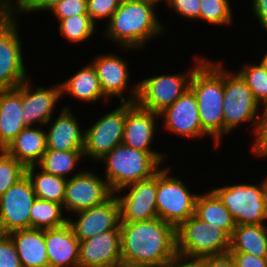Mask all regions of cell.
Returning <instances> with one entry per match:
<instances>
[{"mask_svg":"<svg viewBox=\"0 0 267 267\" xmlns=\"http://www.w3.org/2000/svg\"><path fill=\"white\" fill-rule=\"evenodd\" d=\"M122 265L164 267L177 255L176 227L160 218L120 222Z\"/></svg>","mask_w":267,"mask_h":267,"instance_id":"1","label":"cell"},{"mask_svg":"<svg viewBox=\"0 0 267 267\" xmlns=\"http://www.w3.org/2000/svg\"><path fill=\"white\" fill-rule=\"evenodd\" d=\"M155 8L153 4L140 0L121 2L105 24L102 31L105 38L117 43L121 51H142L152 38L166 33V27L158 19Z\"/></svg>","mask_w":267,"mask_h":267,"instance_id":"2","label":"cell"},{"mask_svg":"<svg viewBox=\"0 0 267 267\" xmlns=\"http://www.w3.org/2000/svg\"><path fill=\"white\" fill-rule=\"evenodd\" d=\"M189 87L198 104L202 129L212 137L213 150L224 138V66L223 61L207 58L192 73Z\"/></svg>","mask_w":267,"mask_h":267,"instance_id":"3","label":"cell"},{"mask_svg":"<svg viewBox=\"0 0 267 267\" xmlns=\"http://www.w3.org/2000/svg\"><path fill=\"white\" fill-rule=\"evenodd\" d=\"M99 162H103L106 167L103 178L114 194L128 185L150 178L161 166L148 152L133 149L122 143Z\"/></svg>","mask_w":267,"mask_h":267,"instance_id":"4","label":"cell"},{"mask_svg":"<svg viewBox=\"0 0 267 267\" xmlns=\"http://www.w3.org/2000/svg\"><path fill=\"white\" fill-rule=\"evenodd\" d=\"M178 258L196 261L229 252L230 236L218 226L211 228L195 215L176 228Z\"/></svg>","mask_w":267,"mask_h":267,"instance_id":"5","label":"cell"},{"mask_svg":"<svg viewBox=\"0 0 267 267\" xmlns=\"http://www.w3.org/2000/svg\"><path fill=\"white\" fill-rule=\"evenodd\" d=\"M224 68V137L230 135L239 125L253 123V142L256 140L263 115V109L256 102L252 91L240 74ZM262 110V111H261ZM259 111L261 113L259 114Z\"/></svg>","mask_w":267,"mask_h":267,"instance_id":"6","label":"cell"},{"mask_svg":"<svg viewBox=\"0 0 267 267\" xmlns=\"http://www.w3.org/2000/svg\"><path fill=\"white\" fill-rule=\"evenodd\" d=\"M161 167L157 171V215L177 228L194 215L198 194L189 190L181 178L171 175V167Z\"/></svg>","mask_w":267,"mask_h":267,"instance_id":"7","label":"cell"},{"mask_svg":"<svg viewBox=\"0 0 267 267\" xmlns=\"http://www.w3.org/2000/svg\"><path fill=\"white\" fill-rule=\"evenodd\" d=\"M194 64L189 72L181 74H160L138 81L136 104L155 113L171 106L188 88L194 70L206 59L203 55H194Z\"/></svg>","mask_w":267,"mask_h":267,"instance_id":"8","label":"cell"},{"mask_svg":"<svg viewBox=\"0 0 267 267\" xmlns=\"http://www.w3.org/2000/svg\"><path fill=\"white\" fill-rule=\"evenodd\" d=\"M258 185L234 183L211 188L210 190L228 209L236 225H267V211L263 200V191L260 183Z\"/></svg>","mask_w":267,"mask_h":267,"instance_id":"9","label":"cell"},{"mask_svg":"<svg viewBox=\"0 0 267 267\" xmlns=\"http://www.w3.org/2000/svg\"><path fill=\"white\" fill-rule=\"evenodd\" d=\"M17 18L5 14L0 19V90L16 88L28 79Z\"/></svg>","mask_w":267,"mask_h":267,"instance_id":"10","label":"cell"},{"mask_svg":"<svg viewBox=\"0 0 267 267\" xmlns=\"http://www.w3.org/2000/svg\"><path fill=\"white\" fill-rule=\"evenodd\" d=\"M127 102H121L111 112L105 113L90 127L84 129L83 155L99 162L114 147L122 143Z\"/></svg>","mask_w":267,"mask_h":267,"instance_id":"11","label":"cell"},{"mask_svg":"<svg viewBox=\"0 0 267 267\" xmlns=\"http://www.w3.org/2000/svg\"><path fill=\"white\" fill-rule=\"evenodd\" d=\"M85 170L67 179L63 209L68 211L69 218V212L74 214L101 205L114 195L104 178Z\"/></svg>","mask_w":267,"mask_h":267,"instance_id":"12","label":"cell"},{"mask_svg":"<svg viewBox=\"0 0 267 267\" xmlns=\"http://www.w3.org/2000/svg\"><path fill=\"white\" fill-rule=\"evenodd\" d=\"M36 195L25 175L0 197V234L30 228V210Z\"/></svg>","mask_w":267,"mask_h":267,"instance_id":"13","label":"cell"},{"mask_svg":"<svg viewBox=\"0 0 267 267\" xmlns=\"http://www.w3.org/2000/svg\"><path fill=\"white\" fill-rule=\"evenodd\" d=\"M126 189L128 192L125 191ZM122 192L127 193L120 196ZM156 192L157 172L150 178L117 191L115 195L120 205V222H138L158 218Z\"/></svg>","mask_w":267,"mask_h":267,"instance_id":"14","label":"cell"},{"mask_svg":"<svg viewBox=\"0 0 267 267\" xmlns=\"http://www.w3.org/2000/svg\"><path fill=\"white\" fill-rule=\"evenodd\" d=\"M103 94L110 99L118 97L120 102L135 103L138 94V83L129 91V97L123 95L130 88V71L123 57L115 53L98 54L92 60ZM129 84V85H128Z\"/></svg>","mask_w":267,"mask_h":267,"instance_id":"15","label":"cell"},{"mask_svg":"<svg viewBox=\"0 0 267 267\" xmlns=\"http://www.w3.org/2000/svg\"><path fill=\"white\" fill-rule=\"evenodd\" d=\"M158 119H160L158 113L143 109L136 103L127 102L122 144L148 152L160 165H163L165 154L151 148L157 133Z\"/></svg>","mask_w":267,"mask_h":267,"instance_id":"16","label":"cell"},{"mask_svg":"<svg viewBox=\"0 0 267 267\" xmlns=\"http://www.w3.org/2000/svg\"><path fill=\"white\" fill-rule=\"evenodd\" d=\"M166 132L187 138H211L201 126L198 104L189 87L171 106L159 113ZM203 136V137H202Z\"/></svg>","mask_w":267,"mask_h":267,"instance_id":"17","label":"cell"},{"mask_svg":"<svg viewBox=\"0 0 267 267\" xmlns=\"http://www.w3.org/2000/svg\"><path fill=\"white\" fill-rule=\"evenodd\" d=\"M32 87V88H31ZM62 85L59 84L47 88L39 86L33 88L28 78L22 83V120L26 127H38L44 125L53 118L56 105L62 99Z\"/></svg>","mask_w":267,"mask_h":267,"instance_id":"18","label":"cell"},{"mask_svg":"<svg viewBox=\"0 0 267 267\" xmlns=\"http://www.w3.org/2000/svg\"><path fill=\"white\" fill-rule=\"evenodd\" d=\"M74 215V220L70 218L68 223L79 241L105 231L120 229V205L115 194L105 203L76 212Z\"/></svg>","mask_w":267,"mask_h":267,"instance_id":"19","label":"cell"},{"mask_svg":"<svg viewBox=\"0 0 267 267\" xmlns=\"http://www.w3.org/2000/svg\"><path fill=\"white\" fill-rule=\"evenodd\" d=\"M79 267H115L122 265L120 229L99 233L79 241Z\"/></svg>","mask_w":267,"mask_h":267,"instance_id":"20","label":"cell"},{"mask_svg":"<svg viewBox=\"0 0 267 267\" xmlns=\"http://www.w3.org/2000/svg\"><path fill=\"white\" fill-rule=\"evenodd\" d=\"M70 108L69 105L64 106L55 120L51 118L44 125L46 128L49 126L46 130L47 149L57 151L83 150L84 129L81 128Z\"/></svg>","mask_w":267,"mask_h":267,"instance_id":"21","label":"cell"},{"mask_svg":"<svg viewBox=\"0 0 267 267\" xmlns=\"http://www.w3.org/2000/svg\"><path fill=\"white\" fill-rule=\"evenodd\" d=\"M49 267H79V240L69 225L45 229Z\"/></svg>","mask_w":267,"mask_h":267,"instance_id":"22","label":"cell"},{"mask_svg":"<svg viewBox=\"0 0 267 267\" xmlns=\"http://www.w3.org/2000/svg\"><path fill=\"white\" fill-rule=\"evenodd\" d=\"M22 83L0 90V149H6L26 127L22 120Z\"/></svg>","mask_w":267,"mask_h":267,"instance_id":"23","label":"cell"},{"mask_svg":"<svg viewBox=\"0 0 267 267\" xmlns=\"http://www.w3.org/2000/svg\"><path fill=\"white\" fill-rule=\"evenodd\" d=\"M8 235L15 245L22 267H49L44 230L29 228Z\"/></svg>","mask_w":267,"mask_h":267,"instance_id":"24","label":"cell"},{"mask_svg":"<svg viewBox=\"0 0 267 267\" xmlns=\"http://www.w3.org/2000/svg\"><path fill=\"white\" fill-rule=\"evenodd\" d=\"M5 150L25 167L37 165L47 150L46 129L25 127Z\"/></svg>","mask_w":267,"mask_h":267,"instance_id":"25","label":"cell"},{"mask_svg":"<svg viewBox=\"0 0 267 267\" xmlns=\"http://www.w3.org/2000/svg\"><path fill=\"white\" fill-rule=\"evenodd\" d=\"M77 71L74 75L61 82L62 96L69 95L76 101L92 104L102 99L106 102L107 100L109 101L102 92L95 68L91 62Z\"/></svg>","mask_w":267,"mask_h":267,"instance_id":"26","label":"cell"},{"mask_svg":"<svg viewBox=\"0 0 267 267\" xmlns=\"http://www.w3.org/2000/svg\"><path fill=\"white\" fill-rule=\"evenodd\" d=\"M229 252L267 257V225H236L230 236Z\"/></svg>","mask_w":267,"mask_h":267,"instance_id":"27","label":"cell"},{"mask_svg":"<svg viewBox=\"0 0 267 267\" xmlns=\"http://www.w3.org/2000/svg\"><path fill=\"white\" fill-rule=\"evenodd\" d=\"M194 215L207 222L211 228L215 225L224 230L229 236L235 229V222L224 204L209 190L205 194H198Z\"/></svg>","mask_w":267,"mask_h":267,"instance_id":"28","label":"cell"},{"mask_svg":"<svg viewBox=\"0 0 267 267\" xmlns=\"http://www.w3.org/2000/svg\"><path fill=\"white\" fill-rule=\"evenodd\" d=\"M36 198L63 205L67 179L47 173L37 165L26 167Z\"/></svg>","mask_w":267,"mask_h":267,"instance_id":"29","label":"cell"},{"mask_svg":"<svg viewBox=\"0 0 267 267\" xmlns=\"http://www.w3.org/2000/svg\"><path fill=\"white\" fill-rule=\"evenodd\" d=\"M82 158L84 159L83 150L57 151L47 149L37 166L47 173L69 179L70 176L73 177V175L81 172L80 170L74 173V170L80 165L79 162Z\"/></svg>","mask_w":267,"mask_h":267,"instance_id":"30","label":"cell"},{"mask_svg":"<svg viewBox=\"0 0 267 267\" xmlns=\"http://www.w3.org/2000/svg\"><path fill=\"white\" fill-rule=\"evenodd\" d=\"M63 205L36 198L30 210V228L51 229L68 223Z\"/></svg>","mask_w":267,"mask_h":267,"instance_id":"31","label":"cell"},{"mask_svg":"<svg viewBox=\"0 0 267 267\" xmlns=\"http://www.w3.org/2000/svg\"><path fill=\"white\" fill-rule=\"evenodd\" d=\"M57 22H59V34L73 44H81V42L91 39L93 33L98 29L88 14L70 16Z\"/></svg>","mask_w":267,"mask_h":267,"instance_id":"32","label":"cell"},{"mask_svg":"<svg viewBox=\"0 0 267 267\" xmlns=\"http://www.w3.org/2000/svg\"><path fill=\"white\" fill-rule=\"evenodd\" d=\"M252 91L253 97L263 110L267 109V70L259 62L243 65L237 71Z\"/></svg>","mask_w":267,"mask_h":267,"instance_id":"33","label":"cell"},{"mask_svg":"<svg viewBox=\"0 0 267 267\" xmlns=\"http://www.w3.org/2000/svg\"><path fill=\"white\" fill-rule=\"evenodd\" d=\"M233 10L229 0H201V10L198 21L209 25H231Z\"/></svg>","mask_w":267,"mask_h":267,"instance_id":"34","label":"cell"},{"mask_svg":"<svg viewBox=\"0 0 267 267\" xmlns=\"http://www.w3.org/2000/svg\"><path fill=\"white\" fill-rule=\"evenodd\" d=\"M25 175L26 167L5 149H0V197Z\"/></svg>","mask_w":267,"mask_h":267,"instance_id":"35","label":"cell"},{"mask_svg":"<svg viewBox=\"0 0 267 267\" xmlns=\"http://www.w3.org/2000/svg\"><path fill=\"white\" fill-rule=\"evenodd\" d=\"M119 4L118 0H87V12L91 20L97 25L98 20L106 19L108 22L118 9Z\"/></svg>","mask_w":267,"mask_h":267,"instance_id":"36","label":"cell"},{"mask_svg":"<svg viewBox=\"0 0 267 267\" xmlns=\"http://www.w3.org/2000/svg\"><path fill=\"white\" fill-rule=\"evenodd\" d=\"M48 12H51L58 21L74 15L88 14L87 0H62L52 6Z\"/></svg>","mask_w":267,"mask_h":267,"instance_id":"37","label":"cell"},{"mask_svg":"<svg viewBox=\"0 0 267 267\" xmlns=\"http://www.w3.org/2000/svg\"><path fill=\"white\" fill-rule=\"evenodd\" d=\"M166 5L183 18L199 19L201 0H166Z\"/></svg>","mask_w":267,"mask_h":267,"instance_id":"38","label":"cell"},{"mask_svg":"<svg viewBox=\"0 0 267 267\" xmlns=\"http://www.w3.org/2000/svg\"><path fill=\"white\" fill-rule=\"evenodd\" d=\"M0 267H22L15 245L8 234H0Z\"/></svg>","mask_w":267,"mask_h":267,"instance_id":"39","label":"cell"},{"mask_svg":"<svg viewBox=\"0 0 267 267\" xmlns=\"http://www.w3.org/2000/svg\"><path fill=\"white\" fill-rule=\"evenodd\" d=\"M251 151L256 158L267 157V109L263 111L260 130L256 140L251 145Z\"/></svg>","mask_w":267,"mask_h":267,"instance_id":"40","label":"cell"},{"mask_svg":"<svg viewBox=\"0 0 267 267\" xmlns=\"http://www.w3.org/2000/svg\"><path fill=\"white\" fill-rule=\"evenodd\" d=\"M62 0H25L14 12L13 15L20 16L21 14L33 13V12H46L56 3ZM20 14V15H19Z\"/></svg>","mask_w":267,"mask_h":267,"instance_id":"41","label":"cell"},{"mask_svg":"<svg viewBox=\"0 0 267 267\" xmlns=\"http://www.w3.org/2000/svg\"><path fill=\"white\" fill-rule=\"evenodd\" d=\"M235 267H267V257H256L242 252H228Z\"/></svg>","mask_w":267,"mask_h":267,"instance_id":"42","label":"cell"},{"mask_svg":"<svg viewBox=\"0 0 267 267\" xmlns=\"http://www.w3.org/2000/svg\"><path fill=\"white\" fill-rule=\"evenodd\" d=\"M199 267H235L229 253L215 256H207L196 260Z\"/></svg>","mask_w":267,"mask_h":267,"instance_id":"43","label":"cell"},{"mask_svg":"<svg viewBox=\"0 0 267 267\" xmlns=\"http://www.w3.org/2000/svg\"><path fill=\"white\" fill-rule=\"evenodd\" d=\"M251 11L263 31L267 32V0H251Z\"/></svg>","mask_w":267,"mask_h":267,"instance_id":"44","label":"cell"},{"mask_svg":"<svg viewBox=\"0 0 267 267\" xmlns=\"http://www.w3.org/2000/svg\"><path fill=\"white\" fill-rule=\"evenodd\" d=\"M25 0H2V11L5 14H13V12L24 2Z\"/></svg>","mask_w":267,"mask_h":267,"instance_id":"45","label":"cell"},{"mask_svg":"<svg viewBox=\"0 0 267 267\" xmlns=\"http://www.w3.org/2000/svg\"><path fill=\"white\" fill-rule=\"evenodd\" d=\"M164 267H199L196 261H188L177 258L175 261L165 265Z\"/></svg>","mask_w":267,"mask_h":267,"instance_id":"46","label":"cell"},{"mask_svg":"<svg viewBox=\"0 0 267 267\" xmlns=\"http://www.w3.org/2000/svg\"><path fill=\"white\" fill-rule=\"evenodd\" d=\"M265 177L266 178H263L264 180L260 181V185L263 191V200L265 202V207L267 211V175Z\"/></svg>","mask_w":267,"mask_h":267,"instance_id":"47","label":"cell"},{"mask_svg":"<svg viewBox=\"0 0 267 267\" xmlns=\"http://www.w3.org/2000/svg\"><path fill=\"white\" fill-rule=\"evenodd\" d=\"M140 1L153 4L156 7H157V4H160V2L166 3V0H140Z\"/></svg>","mask_w":267,"mask_h":267,"instance_id":"48","label":"cell"},{"mask_svg":"<svg viewBox=\"0 0 267 267\" xmlns=\"http://www.w3.org/2000/svg\"><path fill=\"white\" fill-rule=\"evenodd\" d=\"M260 63L265 67V69L267 70V52H265L263 58H261Z\"/></svg>","mask_w":267,"mask_h":267,"instance_id":"49","label":"cell"},{"mask_svg":"<svg viewBox=\"0 0 267 267\" xmlns=\"http://www.w3.org/2000/svg\"><path fill=\"white\" fill-rule=\"evenodd\" d=\"M5 15L3 11L0 10V19Z\"/></svg>","mask_w":267,"mask_h":267,"instance_id":"50","label":"cell"},{"mask_svg":"<svg viewBox=\"0 0 267 267\" xmlns=\"http://www.w3.org/2000/svg\"><path fill=\"white\" fill-rule=\"evenodd\" d=\"M0 10L2 11V0H0Z\"/></svg>","mask_w":267,"mask_h":267,"instance_id":"51","label":"cell"},{"mask_svg":"<svg viewBox=\"0 0 267 267\" xmlns=\"http://www.w3.org/2000/svg\"><path fill=\"white\" fill-rule=\"evenodd\" d=\"M118 1L121 3V2H125V1H127V0H118Z\"/></svg>","mask_w":267,"mask_h":267,"instance_id":"52","label":"cell"}]
</instances>
